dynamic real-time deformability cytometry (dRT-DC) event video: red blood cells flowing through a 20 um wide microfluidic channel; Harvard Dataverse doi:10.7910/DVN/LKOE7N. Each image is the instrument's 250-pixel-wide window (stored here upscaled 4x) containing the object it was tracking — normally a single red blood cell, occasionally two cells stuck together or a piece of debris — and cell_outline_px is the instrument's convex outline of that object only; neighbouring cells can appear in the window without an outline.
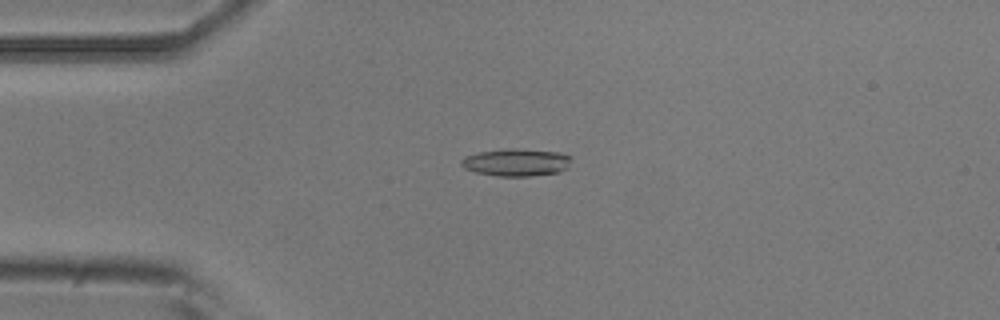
{"species": "common noctule bat (a hibernating species)", "species_latin": "Nyctalus noctula", "temperature_condition": "room temperature", "stored_images_in_passage": 7, "camera_frame_rate_fps": 3000, "um_per_image_px": 0.085, "animal": {"sex": "male", "body_mass_g": 20.5, "forearm_length_mm": 52.5}, "frame": {"image": 1, "passage_image": 4, "time_ms": 3.667, "image_size_px": [1000, 320], "cell_outline_px": [[572, 156], [568, 168], [560, 172], [532, 176], [496, 176], [476, 172], [464, 168], [460, 164], [460, 160], [464, 156], [476, 152], [508, 148], [512, 148], [560, 152]], "centroid_in_image_um": [43.88, 13.79], "position_along_channel_um": 41.1, "area_um2": 17.92}}
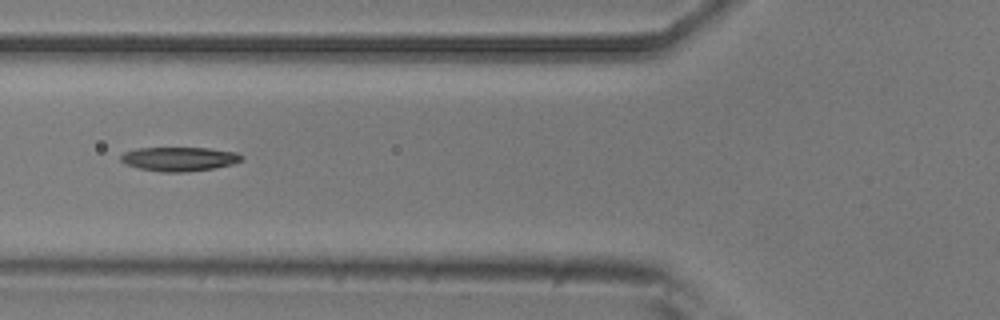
{"frame": {"image": 2, "passage_image": 6, "time_ms": 6.0, "image_size_px": [1000, 320], "cell_outline_px": [[244, 160], [232, 164], [216, 168], [184, 172], [160, 172], [140, 168], [124, 164], [120, 160], [120, 156], [124, 152], [136, 148], [208, 148], [236, 152], [244, 156]], "centroid_in_image_um": [15.25, 13.51], "position_along_channel_um": 110.6, "area_um2": 17.11}}
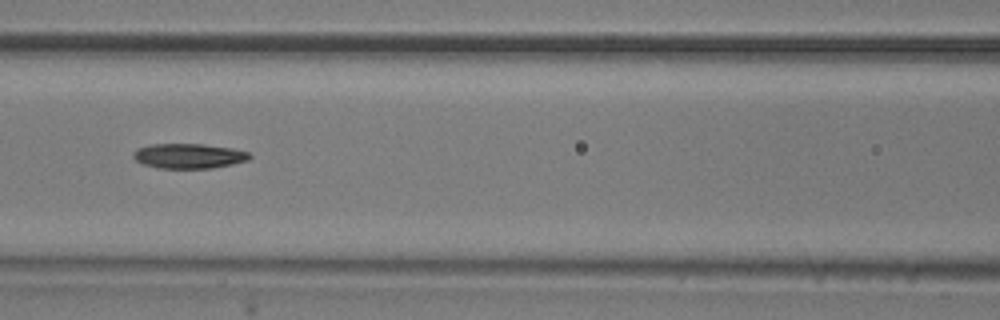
{"frame": {"image": 3, "passage_image": 7, "time_ms": 7.0, "image_size_px": [1000, 320], "cell_outline_px": [[252, 156], [248, 160], [232, 164], [212, 168], [160, 168], [144, 164], [136, 160], [132, 156], [132, 152], [136, 148], [148, 144], [204, 144], [232, 148], [248, 152]], "centroid_in_image_um": [16.02, 13.25], "position_along_channel_um": 150.6, "area_um2": 16.94}}